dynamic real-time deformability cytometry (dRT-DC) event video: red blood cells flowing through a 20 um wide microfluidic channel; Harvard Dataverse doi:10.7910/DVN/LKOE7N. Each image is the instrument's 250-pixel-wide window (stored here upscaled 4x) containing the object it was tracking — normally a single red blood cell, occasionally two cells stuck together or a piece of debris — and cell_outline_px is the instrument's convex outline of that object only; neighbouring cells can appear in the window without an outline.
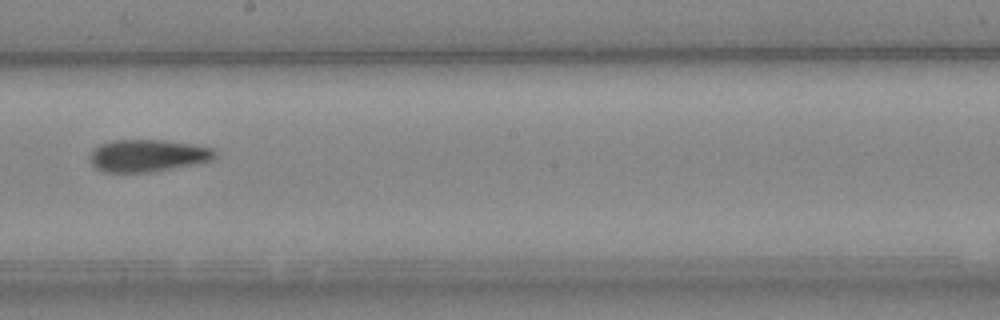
{"species": "Egyptian fruit bat (a non-hibernating species)", "species_latin": "Rousettus aegyptiacus", "temperature_condition": "cold", "stored_images_in_passage": 9, "camera_frame_rate_fps": 3000, "um_per_image_px": 0.085, "animal": {"sex": "female"}, "frame": {"image": 1, "passage_image": 9, "time_ms": 10.0, "image_size_px": [1000, 320], "cell_outline_px": [[216, 156], [212, 160], [152, 172], [104, 172], [96, 168], [88, 160], [88, 156], [100, 144], [112, 140], [164, 140], [192, 144], [212, 148], [216, 152]], "centroid_in_image_um": [12.52, 13.22], "position_along_channel_um": 235.7, "area_um2": 23.41}}